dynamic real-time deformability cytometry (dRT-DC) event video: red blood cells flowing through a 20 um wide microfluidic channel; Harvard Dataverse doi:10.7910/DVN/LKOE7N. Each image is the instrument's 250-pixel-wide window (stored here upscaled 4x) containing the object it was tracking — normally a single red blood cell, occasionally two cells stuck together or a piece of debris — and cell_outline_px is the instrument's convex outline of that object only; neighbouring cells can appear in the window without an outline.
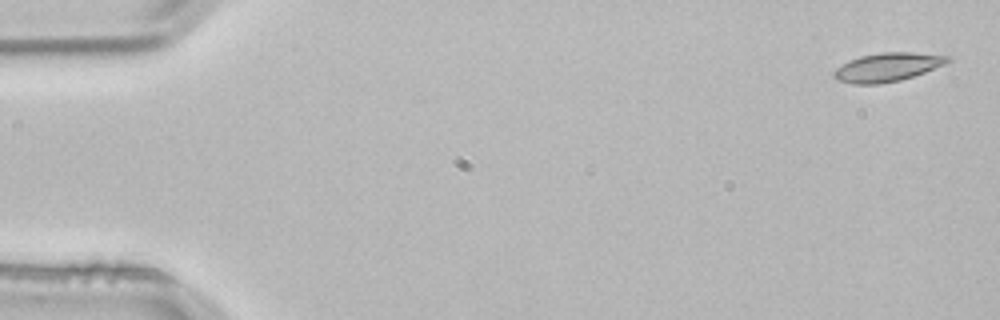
{"species": "common noctule bat (a hibernating species)", "species_latin": "Nyctalus noctula", "temperature_condition": "room temperature", "stored_images_in_passage": 4, "camera_frame_rate_fps": 3000, "um_per_image_px": 0.085, "animal": {"sex": "male", "body_mass_g": 21.5, "forearm_length_mm": 52.0}, "frame": {"image": 1, "passage_image": 1, "time_ms": 0.0, "image_size_px": [1000, 320], "cell_outline_px": [[952, 60], [944, 64], [924, 72], [900, 80], [880, 84], [852, 84], [836, 80], [832, 76], [832, 72], [836, 68], [848, 60], [860, 56], [880, 52], [912, 52], [952, 56]], "centroid_in_image_um": [75.39, 5.7], "position_along_channel_um": 9.6, "area_um2": 19.13}}
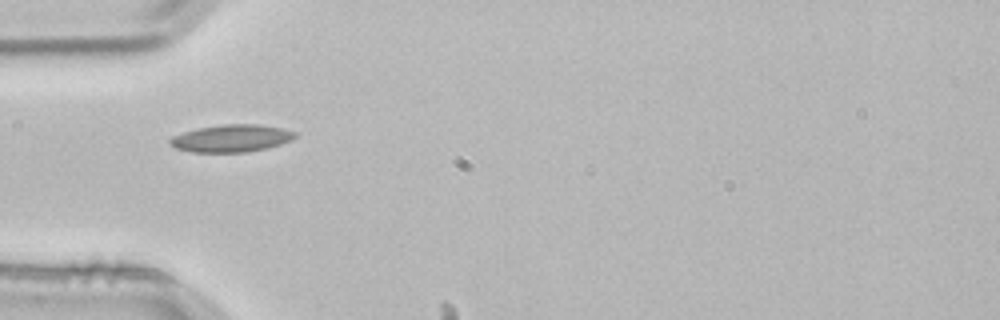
{"frame": {"image": 2, "passage_image": 4, "time_ms": 1.0, "image_size_px": [1000, 320], "cell_outline_px": [[296, 136], [292, 140], [268, 148], [248, 152], [192, 152], [176, 148], [168, 140], [172, 136], [196, 128], [224, 124], [260, 124], [284, 128], [296, 132]], "centroid_in_image_um": [19.7, 11.75], "position_along_channel_um": 65.3, "area_um2": 20.06}}